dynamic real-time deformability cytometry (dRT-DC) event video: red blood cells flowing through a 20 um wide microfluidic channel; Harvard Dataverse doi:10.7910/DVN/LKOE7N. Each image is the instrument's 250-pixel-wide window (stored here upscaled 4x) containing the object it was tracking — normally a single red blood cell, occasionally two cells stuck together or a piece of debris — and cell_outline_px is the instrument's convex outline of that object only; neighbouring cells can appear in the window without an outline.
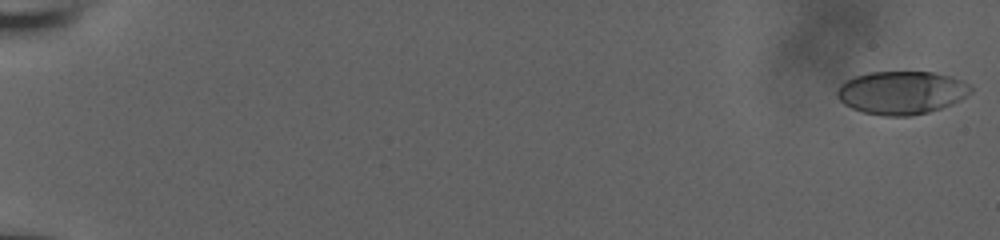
{"species": "human", "species_latin": "Homo sapiens", "temperature_condition": "room temperature", "stored_images_in_passage": 25, "camera_frame_rate_fps": 3000, "um_per_image_px": 0.085, "donor": {"sex": "male"}, "frame": {"image": 1, "passage_image": 1, "time_ms": 0.0, "image_size_px": [1000, 240], "cell_outline_px": [[972, 92], [960, 100], [952, 104], [928, 112], [912, 116], [884, 116], [864, 112], [852, 108], [844, 104], [836, 96], [836, 92], [840, 84], [844, 80], [868, 72], [936, 72], [952, 76], [968, 84], [972, 88]], "centroid_in_image_um": [76.62, 7.87], "position_along_channel_um": 8.4, "area_um2": 33.76}}
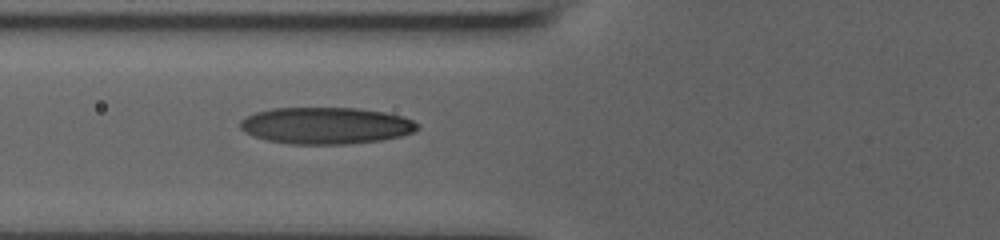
{"frame": {"image": 2, "passage_image": 22, "time_ms": 7.0, "image_size_px": [1000, 240], "cell_outline_px": [[420, 128], [416, 132], [400, 136], [380, 140], [348, 144], [288, 144], [268, 140], [252, 136], [244, 132], [240, 128], [240, 120], [256, 112], [272, 108], [360, 108], [384, 112], [404, 116], [420, 124]], "centroid_in_image_um": [27.73, 10.68], "position_along_channel_um": 98.1, "area_um2": 38.21}}
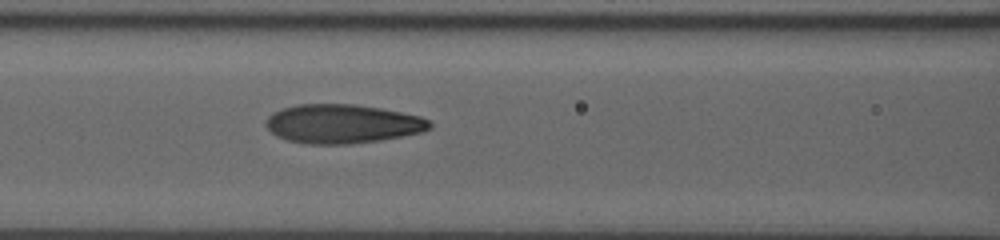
{"frame": {"image": 3, "passage_image": 25, "time_ms": 8.0, "image_size_px": [1000, 240], "cell_outline_px": [[432, 128], [424, 132], [380, 140], [348, 144], [308, 144], [288, 140], [276, 136], [264, 124], [264, 120], [272, 112], [296, 104], [352, 104], [380, 108], [420, 116], [428, 120], [432, 124]], "centroid_in_image_um": [29.09, 10.52], "position_along_channel_um": 137.5, "area_um2": 37.28}}